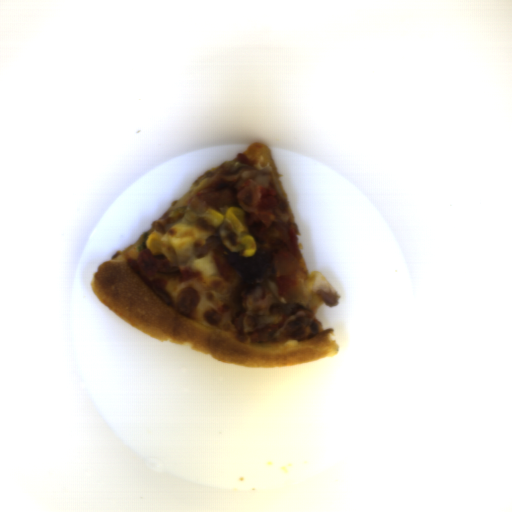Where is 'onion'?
I'll list each match as a JSON object with an SVG mask.
<instances>
[{"label": "onion", "mask_w": 512, "mask_h": 512, "mask_svg": "<svg viewBox=\"0 0 512 512\" xmlns=\"http://www.w3.org/2000/svg\"><path fill=\"white\" fill-rule=\"evenodd\" d=\"M274 255L270 252L256 249L250 257L243 255V250L229 253L228 266L248 283L263 282L273 268Z\"/></svg>", "instance_id": "1"}, {"label": "onion", "mask_w": 512, "mask_h": 512, "mask_svg": "<svg viewBox=\"0 0 512 512\" xmlns=\"http://www.w3.org/2000/svg\"><path fill=\"white\" fill-rule=\"evenodd\" d=\"M318 295L323 302L322 304L328 306H337L339 304L338 298L330 295L326 291H318Z\"/></svg>", "instance_id": "2"}]
</instances>
